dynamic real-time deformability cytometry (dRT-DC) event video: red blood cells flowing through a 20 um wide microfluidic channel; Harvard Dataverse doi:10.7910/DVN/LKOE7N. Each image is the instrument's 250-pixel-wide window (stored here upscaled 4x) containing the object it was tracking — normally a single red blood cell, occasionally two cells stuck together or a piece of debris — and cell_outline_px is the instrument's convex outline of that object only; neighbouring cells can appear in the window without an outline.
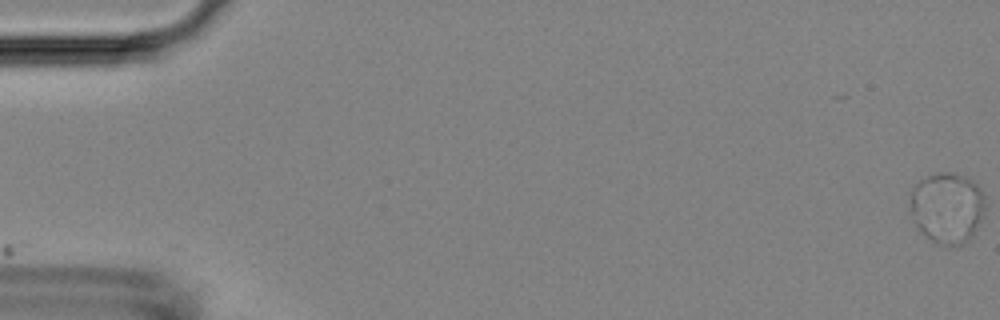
{"species": "Egyptian fruit bat (a non-hibernating species)", "species_latin": "Rousettus aegyptiacus", "temperature_condition": "room temperature", "stored_images_in_passage": 26, "camera_frame_rate_fps": 3000, "um_per_image_px": 0.085, "animal": {"sex": "female"}, "frame": {"image": 1, "passage_image": 1, "time_ms": 0.0, "image_size_px": [1000, 320], "cell_outline_px": [[984, 216], [972, 236], [964, 244], [956, 248], [936, 244], [924, 236], [916, 228], [908, 212], [908, 192], [920, 180], [928, 176], [940, 172], [952, 172], [964, 176], [972, 180], [980, 188], [984, 196]], "centroid_in_image_um": [80.45, 17.7], "position_along_channel_um": 4.5, "area_um2": 32.19}}
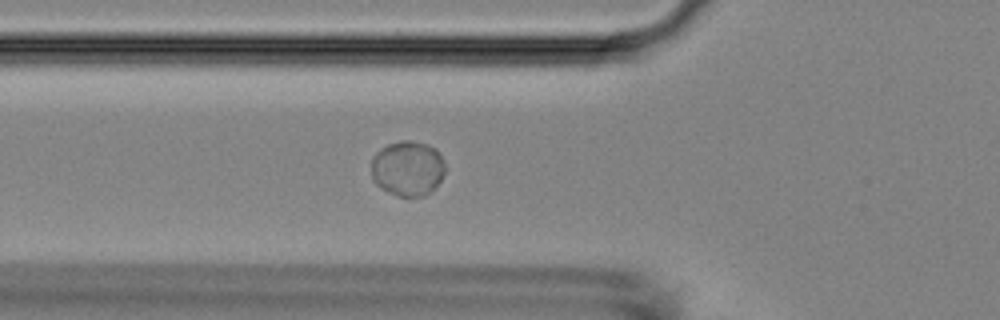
{"frame": {"image": 2, "passage_image": 20, "time_ms": 6.333, "image_size_px": [1000, 320], "cell_outline_px": [[444, 172], [440, 180], [424, 196], [396, 196], [380, 188], [372, 180], [372, 156], [380, 148], [388, 144], [400, 140], [408, 140], [428, 144], [436, 148], [444, 164]], "centroid_in_image_um": [34.61, 14.3], "position_along_channel_um": 91.2, "area_um2": 23.7}}
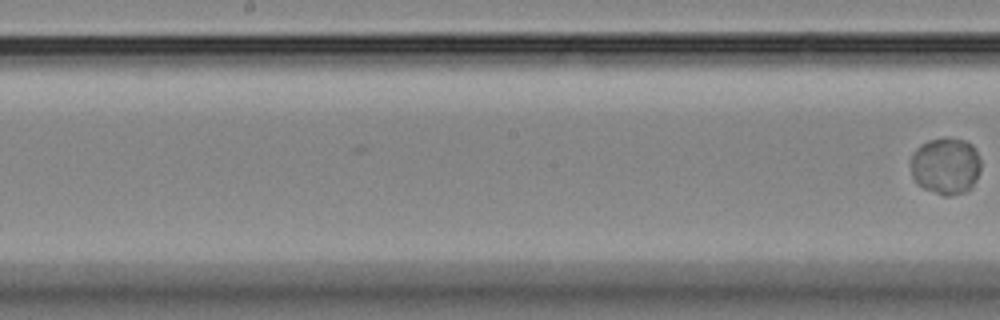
{"frame": {"image": 3, "passage_image": 26, "time_ms": 8.333, "image_size_px": [1000, 320], "cell_outline_px": [[980, 168], [976, 180], [972, 188], [964, 192], [952, 196], [944, 196], [924, 188], [912, 176], [912, 156], [916, 148], [920, 144], [928, 140], [964, 140], [972, 144], [980, 160]], "centroid_in_image_um": [80.4, 14.14], "position_along_channel_um": 167.8, "area_um2": 22.77}}